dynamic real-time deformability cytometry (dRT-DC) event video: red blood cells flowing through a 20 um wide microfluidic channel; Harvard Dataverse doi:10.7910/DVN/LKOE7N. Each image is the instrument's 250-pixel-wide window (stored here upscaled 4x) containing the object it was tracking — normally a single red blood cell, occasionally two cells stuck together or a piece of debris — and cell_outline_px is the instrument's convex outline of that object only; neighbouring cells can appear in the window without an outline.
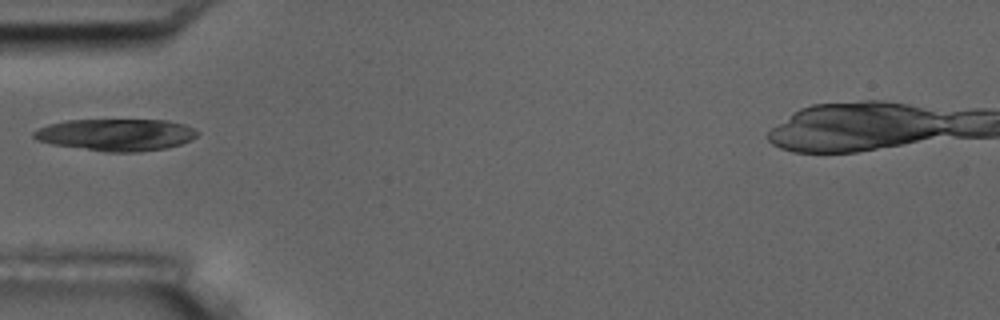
{"species": "common noctule bat (a hibernating species)", "species_latin": "Nyctalus noctula", "temperature_condition": "room temperature", "stored_images_in_passage": 1, "camera_frame_rate_fps": 3000, "um_per_image_px": 0.085, "animal": {"sex": "male", "body_mass_g": 17.5, "forearm_length_mm": 52.3}, "frame": {"image": 1, "passage_image": 1, "time_ms": 0.0, "image_size_px": [1000, 320], "cell_outline_px": [[200, 132], [192, 140], [180, 144], [164, 148], [140, 152], [108, 152], [52, 144], [36, 140], [32, 136], [32, 132], [36, 128], [48, 124], [64, 120], [168, 120], [184, 124]], "centroid_in_image_um": [9.84, 11.45], "position_along_channel_um": 75.2, "area_um2": 30.63}}